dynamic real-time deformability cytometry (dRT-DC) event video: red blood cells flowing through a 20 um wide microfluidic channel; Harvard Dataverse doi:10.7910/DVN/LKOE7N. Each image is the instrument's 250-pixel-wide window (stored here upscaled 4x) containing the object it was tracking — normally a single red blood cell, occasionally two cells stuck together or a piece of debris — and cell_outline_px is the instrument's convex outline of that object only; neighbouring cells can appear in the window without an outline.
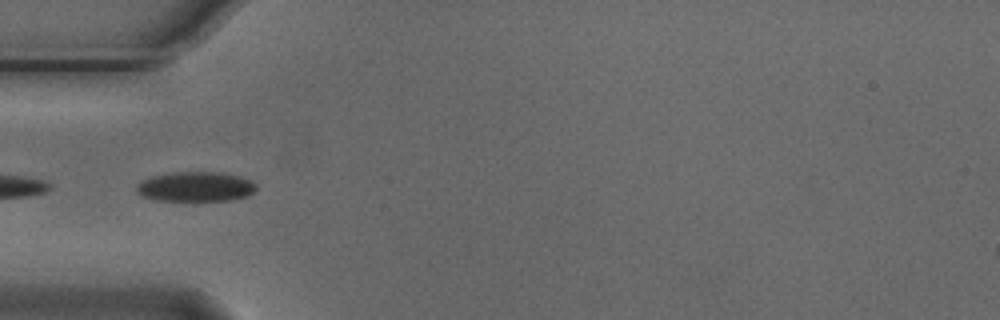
{"species": "Egyptian fruit bat (a non-hibernating species)", "species_latin": "Rousettus aegyptiacus", "temperature_condition": "cold", "stored_images_in_passage": 6, "camera_frame_rate_fps": 3000, "um_per_image_px": 0.085, "animal": {"sex": "male"}, "frame": {"image": 1, "passage_image": 3, "time_ms": 0.667, "image_size_px": [1000, 320], "cell_outline_px": [[256, 188], [248, 196], [232, 200], [192, 204], [156, 200], [140, 196], [136, 192], [136, 184], [152, 176], [172, 172], [220, 172], [240, 176], [252, 180], [256, 184]], "centroid_in_image_um": [16.61, 15.92], "position_along_channel_um": 68.4, "area_um2": 21.96}}
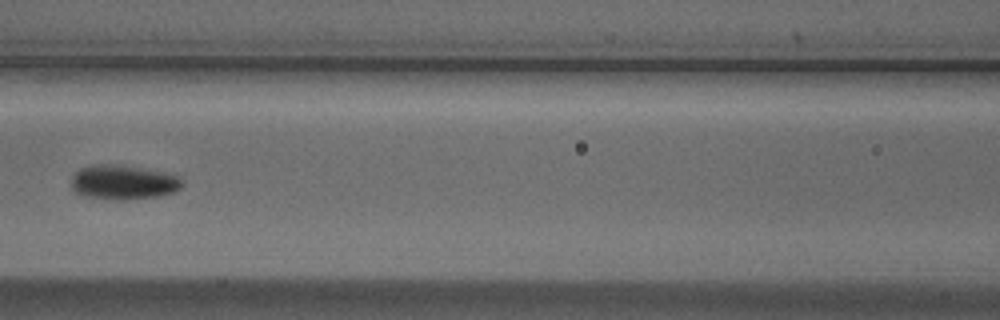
{"frame": {"image": 2, "passage_image": 5, "time_ms": 1.333, "image_size_px": [1000, 320], "cell_outline_px": [[184, 184], [176, 192], [156, 196], [128, 200], [112, 200], [84, 196], [76, 192], [72, 188], [72, 176], [80, 168], [96, 164], [112, 164], [140, 168], [164, 172], [180, 176], [184, 180]], "centroid_in_image_um": [10.51, 15.5], "position_along_channel_um": 156.1, "area_um2": 22.43}}
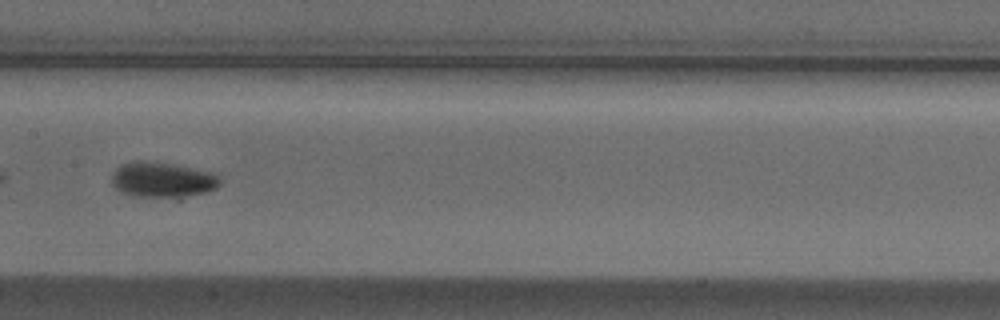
{"frame": {"image": 3, "passage_image": 6, "time_ms": 1.667, "image_size_px": [1000, 320], "cell_outline_px": [[220, 184], [216, 188], [204, 192], [176, 200], [136, 196], [120, 192], [112, 184], [112, 176], [116, 168], [120, 164], [136, 160], [140, 160], [172, 164], [212, 172], [220, 176]], "centroid_in_image_um": [13.81, 15.31], "position_along_channel_um": 193.6, "area_um2": 22.83}}